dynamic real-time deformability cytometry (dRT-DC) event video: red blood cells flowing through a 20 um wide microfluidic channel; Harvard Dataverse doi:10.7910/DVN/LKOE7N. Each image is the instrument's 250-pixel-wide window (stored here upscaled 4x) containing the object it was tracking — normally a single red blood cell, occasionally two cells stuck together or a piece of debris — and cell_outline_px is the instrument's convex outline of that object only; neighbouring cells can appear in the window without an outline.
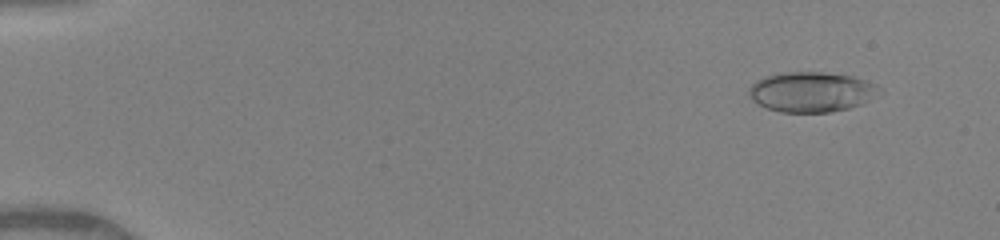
{"species": "human", "species_latin": "Homo sapiens", "temperature_condition": "warm", "stored_images_in_passage": 15, "camera_frame_rate_fps": 3000, "um_per_image_px": 0.085, "donor": {"sex": "female"}, "frame": {"image": 1, "passage_image": 5, "time_ms": 1.333, "image_size_px": [1000, 240], "cell_outline_px": [[876, 88], [860, 104], [848, 108], [828, 112], [780, 112], [768, 108], [752, 100], [748, 96], [748, 88], [756, 80], [764, 76], [784, 72], [824, 72], [852, 76], [876, 84]], "centroid_in_image_um": [68.82, 7.8], "position_along_channel_um": 16.2, "area_um2": 29.71}}